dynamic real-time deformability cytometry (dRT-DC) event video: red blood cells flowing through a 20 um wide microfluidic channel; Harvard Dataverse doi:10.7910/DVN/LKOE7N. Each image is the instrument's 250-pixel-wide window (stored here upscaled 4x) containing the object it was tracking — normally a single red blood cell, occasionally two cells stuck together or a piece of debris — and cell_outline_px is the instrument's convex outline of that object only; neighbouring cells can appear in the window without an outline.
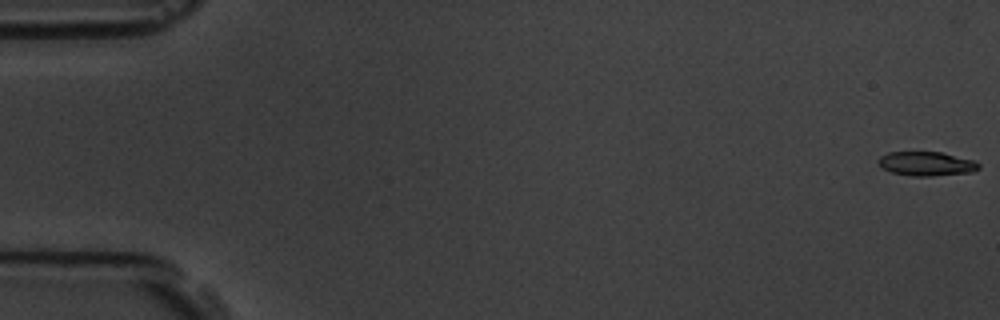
{"species": "common noctule bat (a hibernating species)", "species_latin": "Nyctalus noctula", "temperature_condition": "room temperature", "stored_images_in_passage": 5, "camera_frame_rate_fps": 3000, "um_per_image_px": 0.085, "animal": {"sex": "male", "body_mass_g": 19.5, "forearm_length_mm": 54.6}, "frame": {"image": 1, "passage_image": 1, "time_ms": 0.0, "image_size_px": [1000, 320], "cell_outline_px": [[980, 168], [972, 172], [932, 176], [912, 176], [892, 172], [884, 168], [876, 160], [880, 156], [888, 152], [940, 152], [976, 160], [980, 164]], "centroid_in_image_um": [78.78, 13.91], "position_along_channel_um": 6.2, "area_um2": 14.16}}
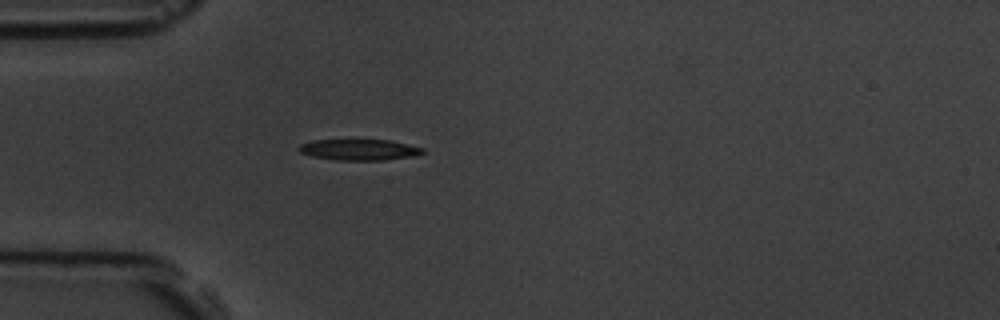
{"frame": {"image": 2, "passage_image": 5, "time_ms": 5.333, "image_size_px": [1000, 320], "cell_outline_px": [[424, 152], [412, 156], [384, 160], [336, 160], [312, 156], [300, 152], [296, 148], [300, 144], [312, 140], [392, 140], [424, 148]], "centroid_in_image_um": [30.51, 12.72], "position_along_channel_um": 54.5, "area_um2": 15.14}}